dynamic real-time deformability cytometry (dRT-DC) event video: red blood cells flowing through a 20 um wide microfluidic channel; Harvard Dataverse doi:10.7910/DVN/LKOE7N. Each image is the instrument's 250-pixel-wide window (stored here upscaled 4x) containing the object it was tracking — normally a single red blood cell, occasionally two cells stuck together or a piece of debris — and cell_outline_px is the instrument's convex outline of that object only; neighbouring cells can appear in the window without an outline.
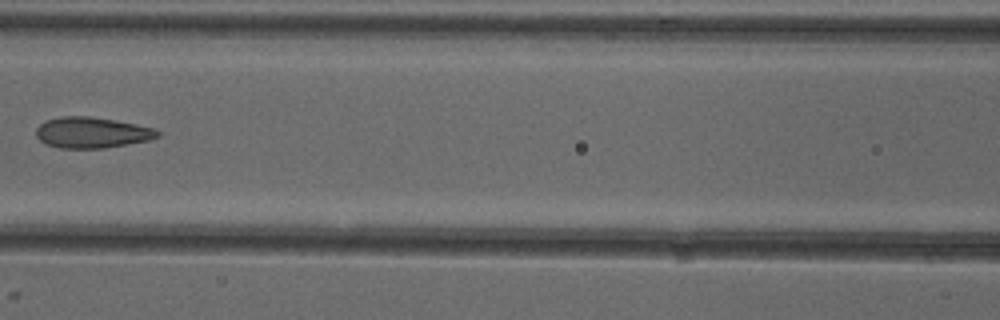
{"species": "common noctule bat (a hibernating species)", "species_latin": "Nyctalus noctula", "temperature_condition": "cold", "stored_images_in_passage": 8, "camera_frame_rate_fps": 3000, "um_per_image_px": 0.085, "animal": {"sex": "female"}, "frame": {"image": 1, "passage_image": 7, "time_ms": 7.0, "image_size_px": [1000, 320], "cell_outline_px": [[160, 136], [148, 140], [104, 148], [60, 148], [44, 144], [36, 136], [36, 128], [44, 120], [64, 116], [88, 116], [116, 120], [136, 124], [152, 128], [160, 132]], "centroid_in_image_um": [7.77, 11.26], "position_along_channel_um": 158.8, "area_um2": 21.85}}
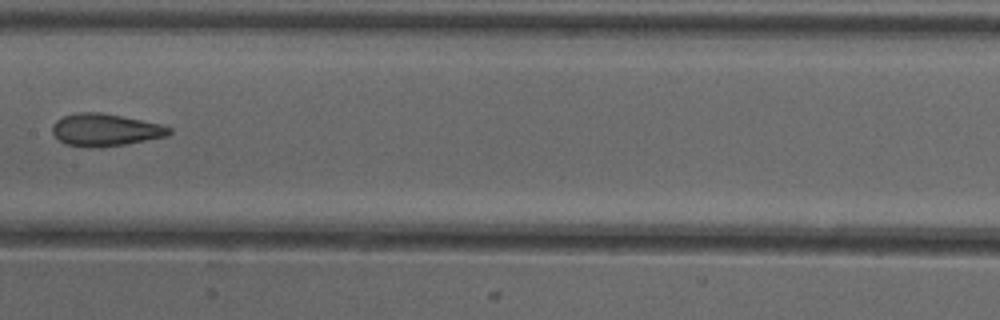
{"frame": {"image": 2, "passage_image": 8, "time_ms": 8.0, "image_size_px": [1000, 320], "cell_outline_px": [[172, 132], [168, 136], [124, 144], [88, 148], [64, 144], [52, 132], [52, 124], [56, 120], [64, 116], [80, 112], [100, 112], [164, 124], [172, 128]], "centroid_in_image_um": [8.97, 11.03], "position_along_channel_um": 198.4, "area_um2": 22.08}}